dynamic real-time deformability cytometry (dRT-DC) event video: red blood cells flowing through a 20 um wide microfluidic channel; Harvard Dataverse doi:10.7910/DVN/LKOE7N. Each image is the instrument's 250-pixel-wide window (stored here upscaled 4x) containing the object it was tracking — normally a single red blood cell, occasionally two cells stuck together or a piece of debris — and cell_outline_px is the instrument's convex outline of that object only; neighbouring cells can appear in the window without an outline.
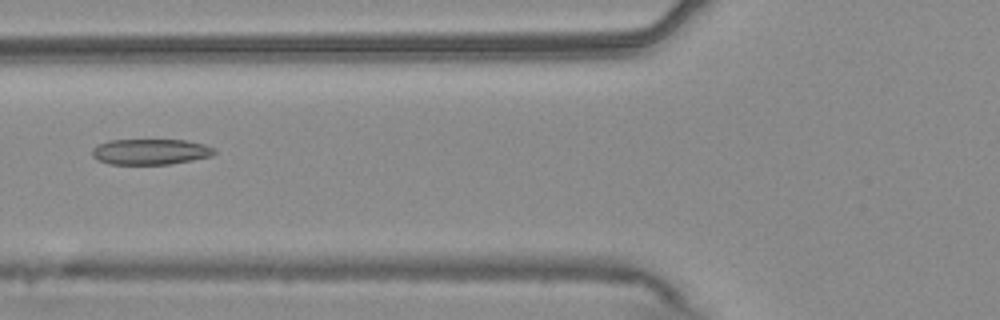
{"species": "common noctule bat (a hibernating species)", "species_latin": "Nyctalus noctula", "temperature_condition": "warm", "stored_images_in_passage": 46, "camera_frame_rate_fps": 3000, "um_per_image_px": 0.085, "animal": {"sex": "male", "body_mass_g": 20.4}, "frame": {"image": 1, "passage_image": 13, "time_ms": 4.0, "image_size_px": [1000, 320], "cell_outline_px": [[216, 152], [212, 156], [192, 160], [168, 164], [108, 164], [96, 160], [92, 156], [92, 148], [96, 144], [108, 140], [184, 140], [204, 144], [216, 148]], "centroid_in_image_um": [12.76, 12.89], "position_along_channel_um": 113.0, "area_um2": 18.5}}
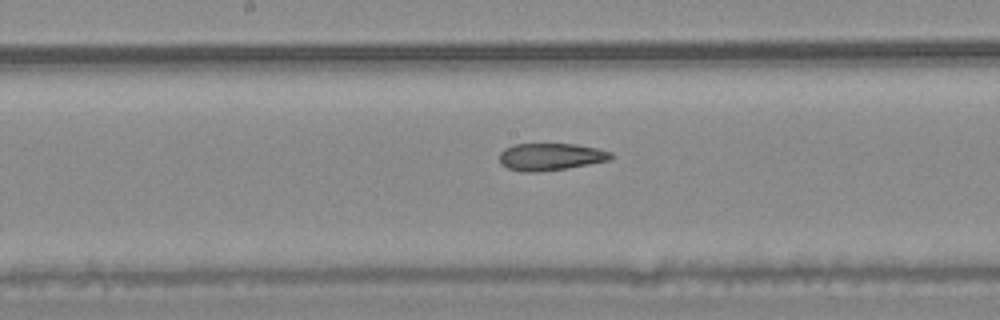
{"frame": {"image": 2, "passage_image": 20, "time_ms": 6.333, "image_size_px": [1000, 320], "cell_outline_px": [[612, 156], [608, 160], [568, 168], [536, 172], [520, 172], [508, 168], [500, 164], [500, 152], [504, 148], [512, 144], [576, 144], [596, 148], [612, 152]], "centroid_in_image_um": [46.75, 13.32], "position_along_channel_um": 201.5, "area_um2": 17.69}}
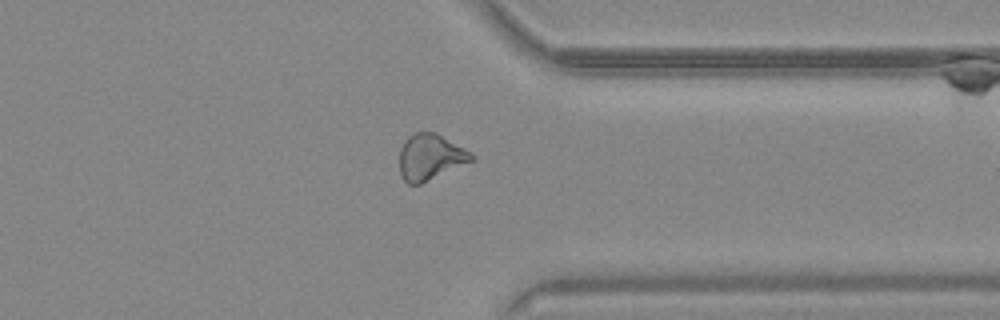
{"frame": {"image": 3, "passage_image": 34, "time_ms": 11.0, "image_size_px": [1000, 320], "cell_outline_px": [[476, 156], [472, 160], [420, 184], [408, 184], [404, 180], [400, 172], [400, 148], [404, 140], [408, 136], [416, 132], [436, 132], [472, 152]], "centroid_in_image_um": [36.56, 13.32], "position_along_channel_um": 374.8, "area_um2": 19.13}, "authors_computed_cell_mechanics": {"area_um2": 19.1029, "velocity_mm_per_s": 3.7761, "shape_relaxation_time_tau1_ms": null, "shape_relaxation_time_tau2_ms": 3.4392, "deformation_change_tau1": null, "deformation_change_tau2": 0.1141}}